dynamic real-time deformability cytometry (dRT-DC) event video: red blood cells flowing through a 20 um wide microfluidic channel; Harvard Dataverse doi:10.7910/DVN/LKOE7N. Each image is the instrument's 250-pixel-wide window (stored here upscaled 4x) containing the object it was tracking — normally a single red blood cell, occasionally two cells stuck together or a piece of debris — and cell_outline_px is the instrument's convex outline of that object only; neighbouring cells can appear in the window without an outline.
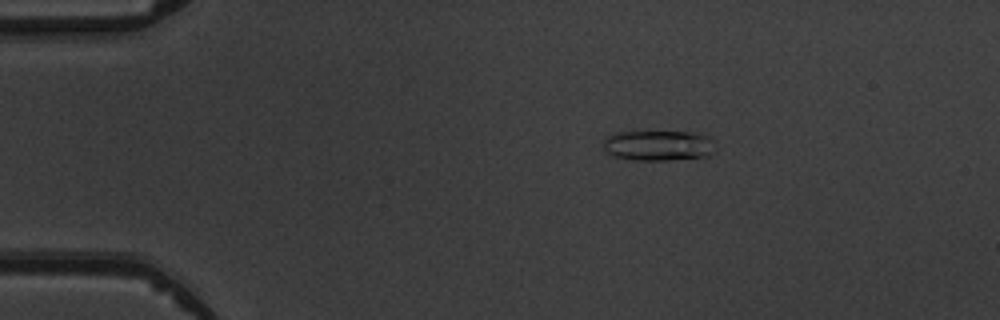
{"species": "common noctule bat (a hibernating species)", "species_latin": "Nyctalus noctula", "temperature_condition": "warm", "stored_images_in_passage": 6, "camera_frame_rate_fps": 3000, "um_per_image_px": 0.085, "animal": {"sex": "male", "body_mass_g": 19.5, "forearm_length_mm": 54.6}, "frame": {"image": 1, "passage_image": 6, "time_ms": 6.667, "image_size_px": [1000, 320], "cell_outline_px": [[716, 152], [708, 156], [668, 160], [636, 160], [616, 156], [608, 152], [604, 148], [604, 140], [608, 136], [616, 132], [688, 132], [708, 136]], "centroid_in_image_um": [55.98, 12.37], "position_along_channel_um": 29.0, "area_um2": 19.54}}